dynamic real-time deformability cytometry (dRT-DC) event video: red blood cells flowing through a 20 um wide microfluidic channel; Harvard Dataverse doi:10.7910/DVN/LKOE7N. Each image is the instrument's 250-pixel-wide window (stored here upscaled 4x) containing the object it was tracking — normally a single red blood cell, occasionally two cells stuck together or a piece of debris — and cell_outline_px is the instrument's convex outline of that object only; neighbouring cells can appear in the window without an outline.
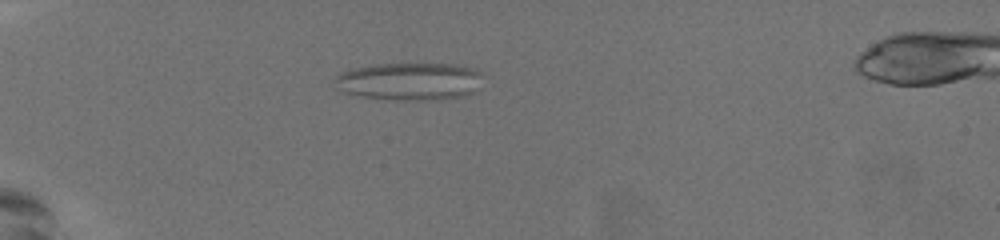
{"species": "common noctule bat (a hibernating species)", "species_latin": "Nyctalus noctula", "temperature_condition": "warm", "stored_images_in_passage": 41, "camera_frame_rate_fps": 3000, "um_per_image_px": 0.085, "animal": {"sex": "female", "body_mass_g": 19.5, "forearm_length_mm": 54.1}, "frame": {"image": 1, "passage_image": 1, "time_ms": 0.0, "image_size_px": [1000, 240], "cell_outline_px": [[480, 72], [472, 92], [464, 96], [440, 100], [400, 100], [364, 96], [344, 92], [336, 76], [340, 72], [352, 68], [376, 64], [404, 60], [460, 64], [476, 68]], "centroid_in_image_um": [34.86, 6.84], "position_along_channel_um": 50.1, "area_um2": 33.06}}
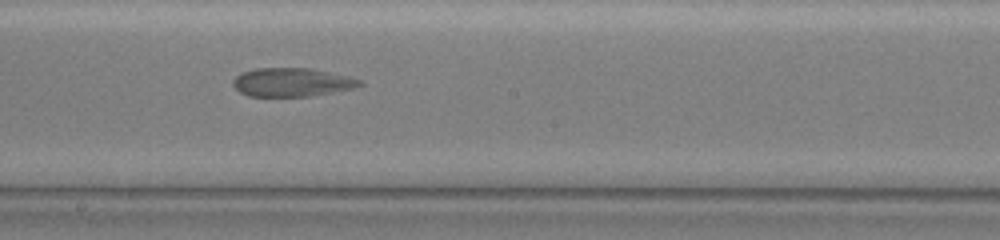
{"frame": {"image": 2, "passage_image": 18, "time_ms": 5.667, "image_size_px": [1000, 240], "cell_outline_px": [[364, 84], [352, 88], [308, 96], [248, 96], [240, 92], [232, 84], [232, 80], [240, 72], [256, 68], [308, 68], [348, 76], [360, 80]], "centroid_in_image_um": [24.75, 6.98], "position_along_channel_um": 223.5, "area_um2": 20.87}}
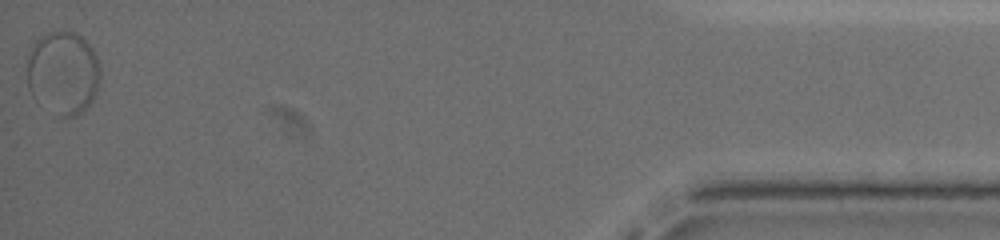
{"frame": {"image": 3, "passage_image": 41, "time_ms": 13.333, "image_size_px": [1000, 240], "cell_outline_px": [[100, 76], [96, 92], [92, 100], [80, 112], [72, 116], [60, 116], [36, 100], [32, 96], [28, 88], [28, 56], [36, 40], [48, 32], [76, 32], [92, 48], [96, 56], [100, 68]], "centroid_in_image_um": [5.36, 6.18], "position_along_channel_um": 429.8, "area_um2": 34.97}}